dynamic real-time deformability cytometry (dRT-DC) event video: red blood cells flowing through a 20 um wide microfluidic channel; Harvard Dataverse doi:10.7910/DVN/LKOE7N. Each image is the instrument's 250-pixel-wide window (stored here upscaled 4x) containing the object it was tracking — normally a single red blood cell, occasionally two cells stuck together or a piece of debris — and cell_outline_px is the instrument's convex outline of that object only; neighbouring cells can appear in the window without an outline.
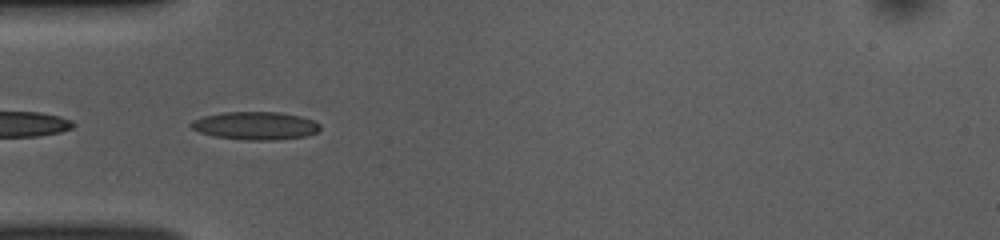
{"species": "common noctule bat (a hibernating species)", "species_latin": "Nyctalus noctula", "temperature_condition": "room temperature", "stored_images_in_passage": 15, "camera_frame_rate_fps": 3000, "um_per_image_px": 0.085, "animal": {"sex": "female", "body_mass_g": 10.0, "forearm_length_mm": 53.1}, "frame": {"image": 1, "passage_image": 1, "time_ms": 0.0, "image_size_px": [1000, 240], "cell_outline_px": [[320, 128], [316, 132], [304, 136], [276, 140], [248, 140], [212, 136], [200, 132], [192, 128], [188, 124], [192, 120], [204, 116], [224, 112], [280, 112], [300, 116], [312, 120], [320, 124]], "centroid_in_image_um": [21.68, 10.68], "position_along_channel_um": 63.3, "area_um2": 20.98}}
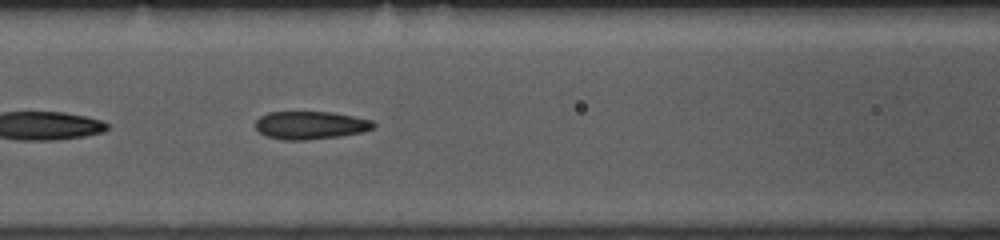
{"frame": {"image": 2, "passage_image": 7, "time_ms": 2.0, "image_size_px": [1000, 240], "cell_outline_px": [[376, 124], [372, 128], [360, 132], [340, 136], [304, 140], [284, 140], [268, 136], [260, 132], [256, 128], [256, 120], [260, 116], [268, 112], [332, 112], [372, 120]], "centroid_in_image_um": [26.37, 10.63], "position_along_channel_um": 140.2, "area_um2": 19.02}}
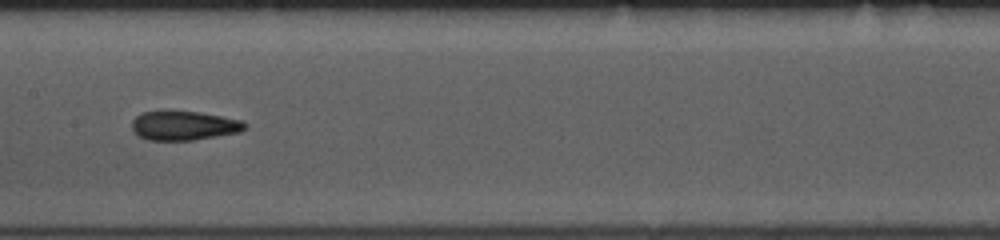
{"frame": {"image": 3, "passage_image": 11, "time_ms": 3.333, "image_size_px": [1000, 240], "cell_outline_px": [[248, 128], [240, 132], [192, 140], [148, 140], [140, 136], [132, 128], [132, 120], [136, 116], [144, 112], [200, 112], [244, 120], [248, 124]], "centroid_in_image_um": [15.71, 10.68], "position_along_channel_um": 191.7, "area_um2": 19.07}}